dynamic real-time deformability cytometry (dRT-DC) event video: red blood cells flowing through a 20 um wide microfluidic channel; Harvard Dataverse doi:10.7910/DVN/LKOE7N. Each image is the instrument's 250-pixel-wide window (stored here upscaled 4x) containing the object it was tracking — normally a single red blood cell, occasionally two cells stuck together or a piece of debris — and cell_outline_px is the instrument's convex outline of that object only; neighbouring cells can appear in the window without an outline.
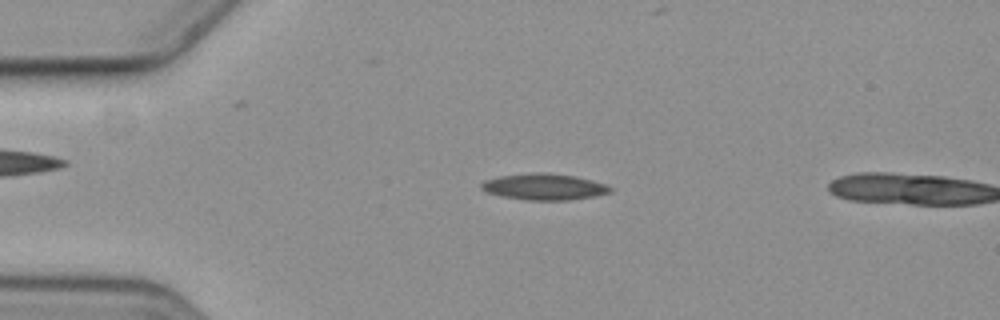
{"species": "common noctule bat (a hibernating species)", "species_latin": "Nyctalus noctula", "temperature_condition": "cold", "stored_images_in_passage": 8, "camera_frame_rate_fps": 3000, "um_per_image_px": 0.085, "animal": {"sex": "female", "body_mass_g": 19.3, "forearm_length_mm": 54.1}, "frame": {"image": 1, "passage_image": 6, "time_ms": 1.667, "image_size_px": [1000, 320], "cell_outline_px": [[612, 192], [592, 196], [568, 200], [528, 200], [504, 196], [488, 192], [480, 188], [480, 184], [484, 180], [500, 176], [536, 172], [548, 172], [576, 176], [592, 180], [604, 184], [612, 188]], "centroid_in_image_um": [46.25, 15.86], "position_along_channel_um": 38.7, "area_um2": 19.59}}